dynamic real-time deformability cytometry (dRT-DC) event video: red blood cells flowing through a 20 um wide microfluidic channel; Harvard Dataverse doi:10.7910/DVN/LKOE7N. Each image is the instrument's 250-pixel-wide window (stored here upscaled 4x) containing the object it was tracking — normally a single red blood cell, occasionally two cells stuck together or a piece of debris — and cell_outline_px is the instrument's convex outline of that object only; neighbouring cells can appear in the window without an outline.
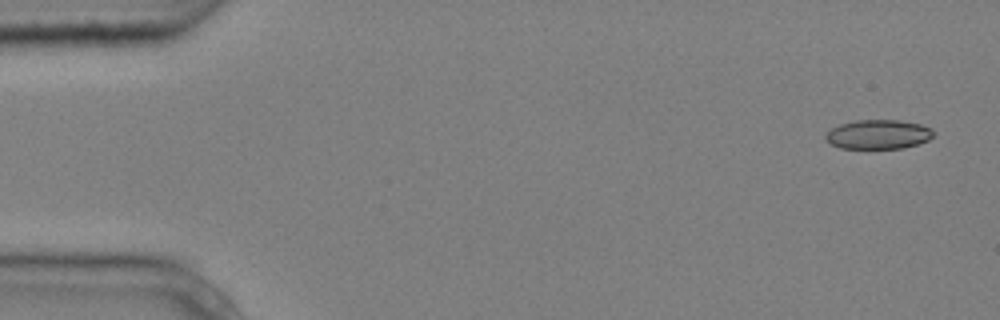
{"species": "common noctule bat (a hibernating species)", "species_latin": "Nyctalus noctula", "temperature_condition": "cold", "stored_images_in_passage": 5, "camera_frame_rate_fps": 3000, "um_per_image_px": 0.085, "animal": {"sex": "male", "body_mass_g": 20.4}, "frame": {"image": 1, "passage_image": 1, "time_ms": 0.0, "image_size_px": [1000, 320], "cell_outline_px": [[936, 132], [928, 140], [904, 148], [840, 148], [832, 144], [824, 136], [832, 128], [840, 124], [856, 120], [900, 120], [920, 124], [932, 128]], "centroid_in_image_um": [74.69, 11.41], "position_along_channel_um": 10.3, "area_um2": 18.32}}
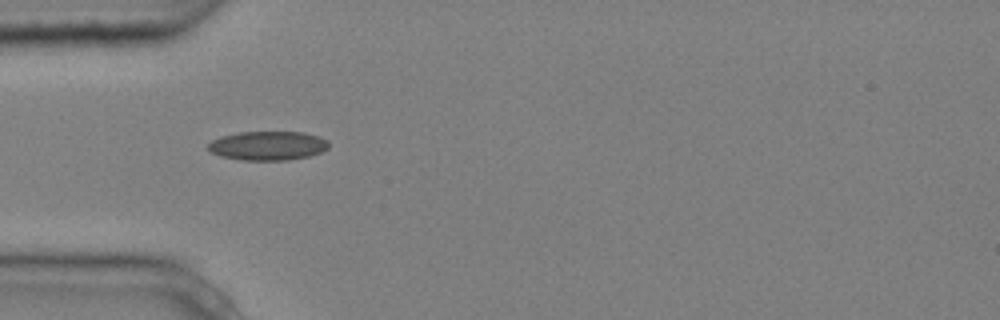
{"frame": {"image": 2, "passage_image": 5, "time_ms": 1.333, "image_size_px": [1000, 320], "cell_outline_px": [[328, 148], [320, 152], [308, 156], [288, 160], [240, 160], [220, 156], [212, 152], [208, 148], [208, 144], [212, 140], [220, 136], [240, 132], [304, 132], [320, 136], [328, 140]], "centroid_in_image_um": [22.77, 12.38], "position_along_channel_um": 62.2, "area_um2": 20.46}}